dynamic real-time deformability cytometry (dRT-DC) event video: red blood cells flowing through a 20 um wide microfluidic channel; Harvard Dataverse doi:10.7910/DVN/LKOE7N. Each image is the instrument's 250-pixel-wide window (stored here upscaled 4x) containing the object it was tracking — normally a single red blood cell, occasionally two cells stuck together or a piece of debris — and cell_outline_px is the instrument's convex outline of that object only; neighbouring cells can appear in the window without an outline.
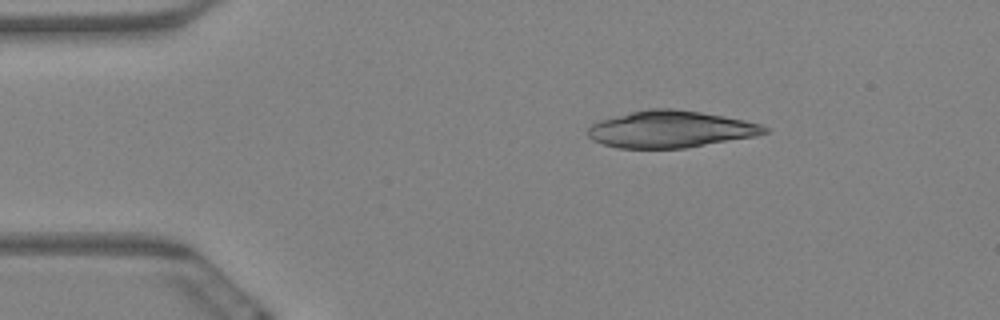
{"species": "Egyptian fruit bat (a non-hibernating species)", "species_latin": "Rousettus aegyptiacus", "temperature_condition": "warm", "stored_images_in_passage": 3, "camera_frame_rate_fps": 3000, "um_per_image_px": 0.085, "animal": {"sex": "female"}, "frame": {"image": 1, "passage_image": 1, "time_ms": 0.0, "image_size_px": [1000, 320], "cell_outline_px": [[768, 132], [756, 136], [684, 148], [620, 148], [604, 144], [592, 140], [588, 136], [588, 128], [592, 124], [600, 120], [648, 108], [672, 108], [700, 112], [724, 116], [744, 120], [760, 124], [768, 128]], "centroid_in_image_um": [57.0, 10.98], "position_along_channel_um": 28.0, "area_um2": 37.69}}